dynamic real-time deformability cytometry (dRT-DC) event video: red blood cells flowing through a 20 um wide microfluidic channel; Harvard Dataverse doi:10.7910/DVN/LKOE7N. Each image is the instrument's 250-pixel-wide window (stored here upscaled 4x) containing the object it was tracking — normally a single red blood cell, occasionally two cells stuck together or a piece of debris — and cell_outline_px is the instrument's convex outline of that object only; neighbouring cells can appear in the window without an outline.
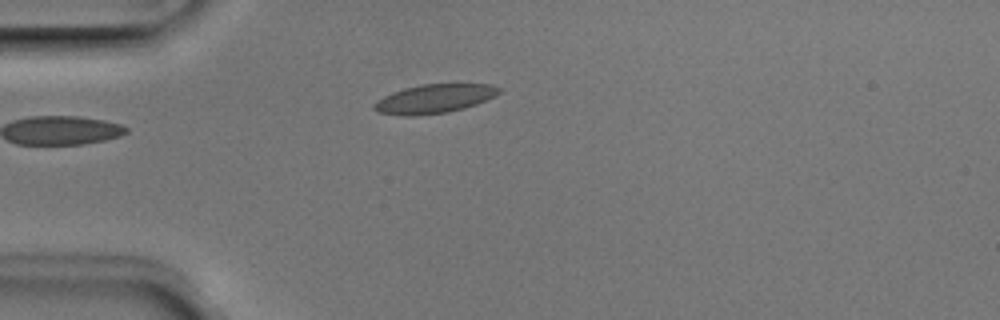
{"species": "Egyptian fruit bat (a non-hibernating species)", "species_latin": "Rousettus aegyptiacus", "temperature_condition": "room temperature", "stored_images_in_passage": 1, "camera_frame_rate_fps": 3000, "um_per_image_px": 0.085, "animal": {"sex": "male"}, "frame": {"image": 1, "passage_image": 1, "time_ms": 0.0, "image_size_px": [1000, 320], "cell_outline_px": [[500, 92], [496, 96], [476, 104], [464, 108], [448, 112], [416, 116], [404, 116], [376, 112], [372, 108], [372, 104], [384, 96], [392, 92], [404, 88], [420, 84], [492, 84], [500, 88]], "centroid_in_image_um": [36.89, 8.4], "position_along_channel_um": 48.1, "area_um2": 21.21}}